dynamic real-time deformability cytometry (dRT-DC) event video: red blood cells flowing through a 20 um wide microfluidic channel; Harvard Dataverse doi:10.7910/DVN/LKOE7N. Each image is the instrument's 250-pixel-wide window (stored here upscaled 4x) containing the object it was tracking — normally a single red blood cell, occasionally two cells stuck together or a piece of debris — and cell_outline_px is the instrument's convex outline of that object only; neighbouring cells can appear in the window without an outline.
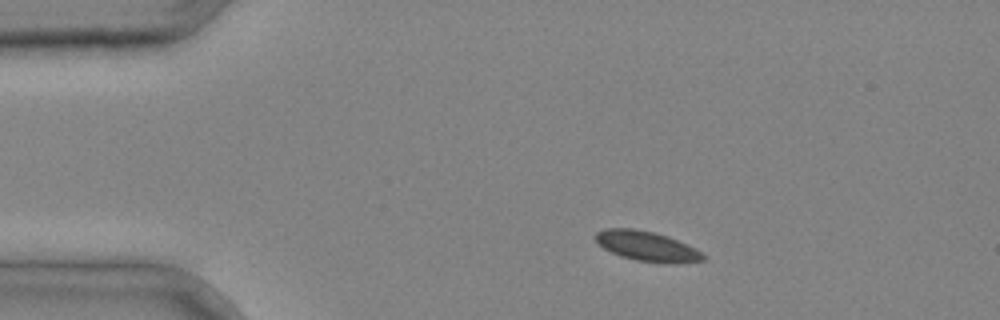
{"species": "common noctule bat (a hibernating species)", "species_latin": "Nyctalus noctula", "temperature_condition": "cold", "stored_images_in_passage": 2, "camera_frame_rate_fps": 3000, "um_per_image_px": 0.085, "animal": {"sex": "male", "body_mass_g": 20.4}, "frame": {"image": 1, "passage_image": 1, "time_ms": 0.0, "image_size_px": [1000, 320], "cell_outline_px": [[704, 260], [668, 264], [636, 260], [620, 256], [604, 248], [596, 240], [596, 232], [604, 228], [632, 228], [652, 232], [668, 236], [700, 252], [704, 256]], "centroid_in_image_um": [54.94, 20.92], "position_along_channel_um": 30.1, "area_um2": 18.32}}